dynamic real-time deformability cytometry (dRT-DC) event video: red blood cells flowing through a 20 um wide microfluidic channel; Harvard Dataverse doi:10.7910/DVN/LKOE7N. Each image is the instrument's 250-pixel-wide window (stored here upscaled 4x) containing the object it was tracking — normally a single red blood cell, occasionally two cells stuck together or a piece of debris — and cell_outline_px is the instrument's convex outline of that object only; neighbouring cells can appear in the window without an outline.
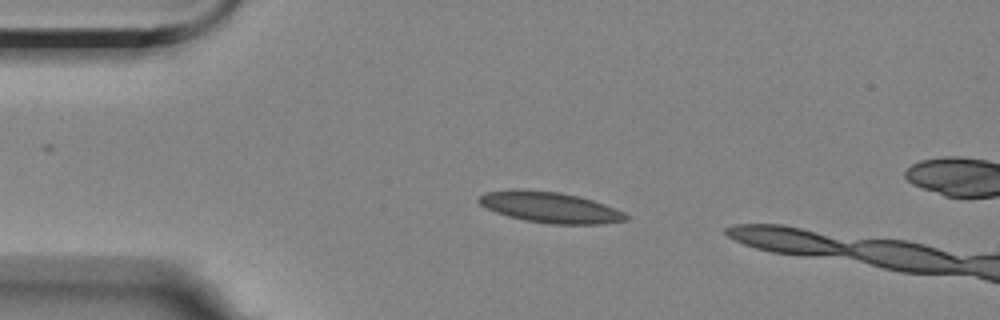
{"species": "Egyptian fruit bat (a non-hibernating species)", "species_latin": "Rousettus aegyptiacus", "temperature_condition": "room temperature", "stored_images_in_passage": 3, "camera_frame_rate_fps": 3000, "um_per_image_px": 0.085, "animal": {"sex": "female"}, "frame": {"image": 1, "passage_image": 1, "time_ms": 0.0, "image_size_px": [1000, 320], "cell_outline_px": [[628, 220], [604, 224], [552, 224], [524, 220], [508, 216], [496, 212], [480, 204], [476, 200], [480, 196], [488, 192], [560, 192], [592, 200], [616, 208], [624, 212], [628, 216]], "centroid_in_image_um": [46.87, 17.68], "position_along_channel_um": 38.1, "area_um2": 25.37}}